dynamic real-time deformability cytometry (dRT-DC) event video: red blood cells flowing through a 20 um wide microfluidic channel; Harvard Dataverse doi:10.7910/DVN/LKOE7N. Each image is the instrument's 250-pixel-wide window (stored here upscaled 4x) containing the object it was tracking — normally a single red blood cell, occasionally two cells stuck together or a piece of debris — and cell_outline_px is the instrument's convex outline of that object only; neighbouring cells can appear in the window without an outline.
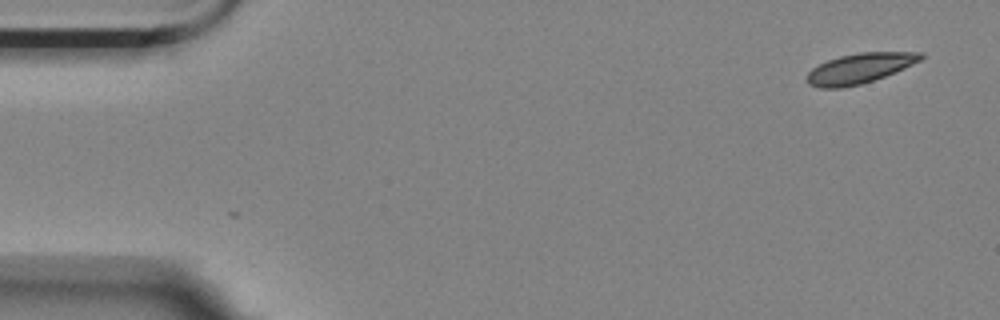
{"species": "Egyptian fruit bat (a non-hibernating species)", "species_latin": "Rousettus aegyptiacus", "temperature_condition": "room temperature", "stored_images_in_passage": 55, "camera_frame_rate_fps": 3000, "um_per_image_px": 0.085, "animal": {"sex": "female"}, "frame": {"image": 1, "passage_image": 1, "time_ms": 0.0, "image_size_px": [1000, 320], "cell_outline_px": [[924, 56], [920, 60], [904, 68], [884, 76], [860, 84], [840, 88], [820, 88], [808, 84], [808, 72], [812, 68], [828, 60], [840, 56], [860, 52], [924, 52]], "centroid_in_image_um": [73.07, 5.8], "position_along_channel_um": 11.9, "area_um2": 19.65}}
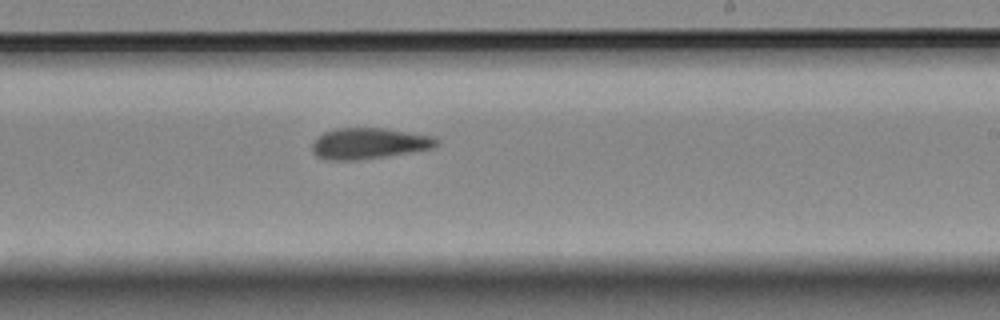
{"frame": {"image": 2, "passage_image": 32, "time_ms": 10.333, "image_size_px": [1000, 320], "cell_outline_px": [[440, 144], [432, 148], [384, 156], [356, 160], [328, 160], [316, 156], [312, 152], [312, 144], [316, 136], [324, 132], [336, 128], [384, 128], [436, 136], [440, 140]], "centroid_in_image_um": [31.36, 12.18], "position_along_channel_um": 257.6, "area_um2": 22.6}}
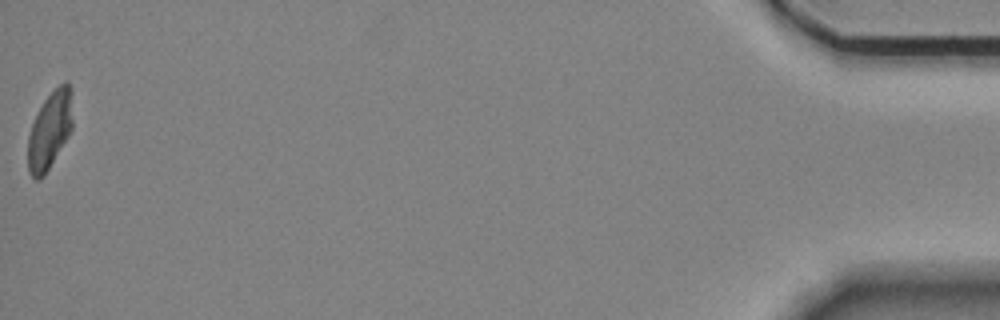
{"frame": {"image": 3, "passage_image": 55, "time_ms": 18.0, "image_size_px": [1000, 320], "cell_outline_px": [[72, 128], [68, 136], [44, 176], [40, 180], [36, 180], [28, 172], [28, 136], [32, 124], [44, 100], [64, 80], [68, 80], [72, 92]], "centroid_in_image_um": [4.24, 11.06], "position_along_channel_um": 431.0, "area_um2": 20.11}}